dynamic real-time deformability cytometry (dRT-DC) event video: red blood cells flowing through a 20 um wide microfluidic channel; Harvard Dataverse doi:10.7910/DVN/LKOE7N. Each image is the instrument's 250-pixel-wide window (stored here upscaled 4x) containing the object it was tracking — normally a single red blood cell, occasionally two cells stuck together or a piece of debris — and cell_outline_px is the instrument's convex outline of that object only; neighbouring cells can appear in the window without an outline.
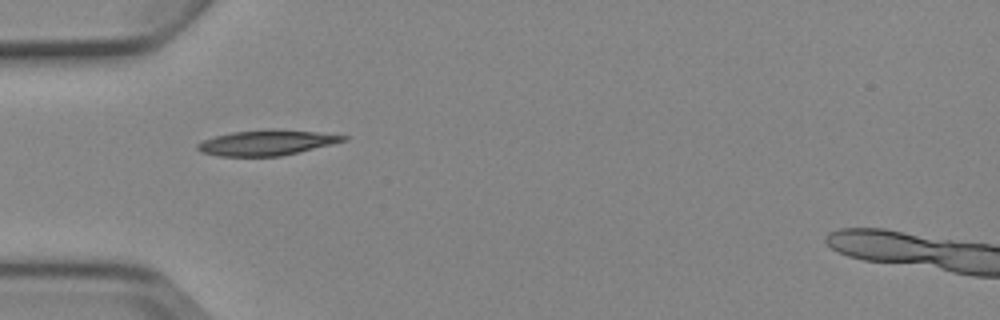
{"species": "Egyptian fruit bat (a non-hibernating species)", "species_latin": "Rousettus aegyptiacus", "temperature_condition": "cold", "stored_images_in_passage": 3, "camera_frame_rate_fps": 3000, "um_per_image_px": 0.085, "animal": {"sex": "female"}, "frame": {"image": 1, "passage_image": 2, "time_ms": 1.333, "image_size_px": [1000, 320], "cell_outline_px": [[348, 140], [332, 144], [280, 156], [220, 156], [200, 152], [196, 148], [196, 144], [204, 140], [216, 136], [232, 132], [268, 128], [272, 128], [316, 132], [348, 136]], "centroid_in_image_um": [22.65, 12.11], "position_along_channel_um": 62.3, "area_um2": 21.5}}
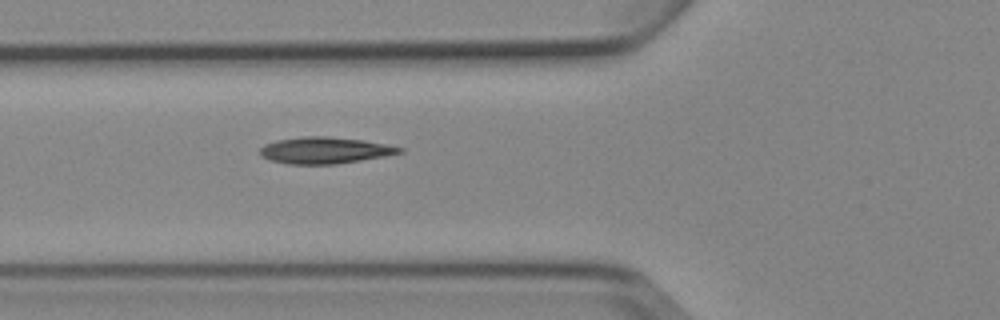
{"frame": {"image": 2, "passage_image": 3, "time_ms": 2.333, "image_size_px": [1000, 320], "cell_outline_px": [[404, 152], [384, 156], [336, 164], [288, 164], [268, 160], [260, 156], [260, 148], [264, 144], [276, 140], [300, 136], [328, 136], [364, 140], [388, 144], [404, 148]], "centroid_in_image_um": [27.58, 12.77], "position_along_channel_um": 98.2, "area_um2": 21.79}}